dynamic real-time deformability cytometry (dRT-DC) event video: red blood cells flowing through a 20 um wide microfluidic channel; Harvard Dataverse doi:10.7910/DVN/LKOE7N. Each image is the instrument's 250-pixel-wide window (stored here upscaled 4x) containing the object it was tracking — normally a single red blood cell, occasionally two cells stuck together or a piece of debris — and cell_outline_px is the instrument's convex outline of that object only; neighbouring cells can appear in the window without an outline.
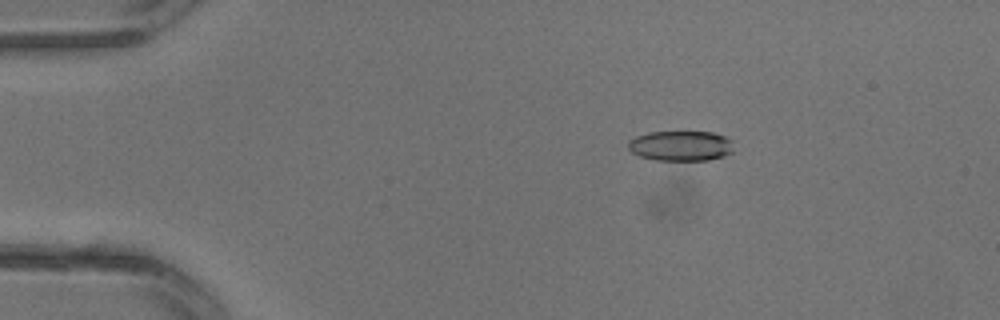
{"species": "common noctule bat (a hibernating species)", "species_latin": "Nyctalus noctula", "temperature_condition": "warm", "stored_images_in_passage": 32, "camera_frame_rate_fps": 3000, "um_per_image_px": 0.085, "animal": {"sex": "male", "body_mass_g": 13.3}, "frame": {"image": 1, "passage_image": 6, "time_ms": 1.667, "image_size_px": [1000, 320], "cell_outline_px": [[732, 152], [724, 156], [708, 160], [656, 160], [640, 156], [632, 152], [628, 148], [628, 140], [636, 136], [648, 132], [712, 132], [724, 136], [732, 140]], "centroid_in_image_um": [57.86, 12.39], "position_along_channel_um": 27.1, "area_um2": 18.55}}
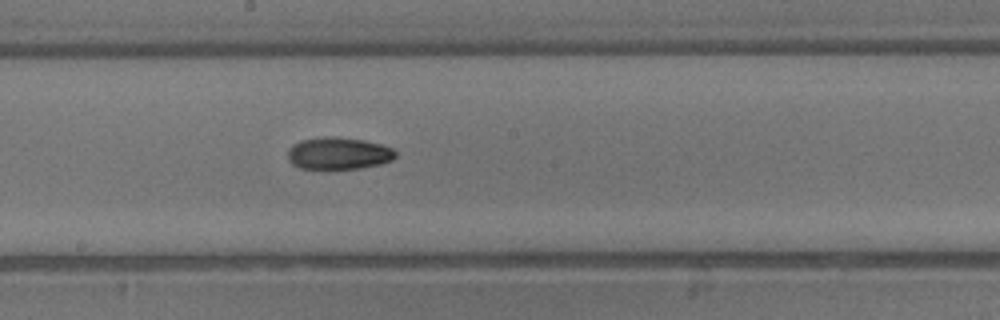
{"frame": {"image": 2, "passage_image": 18, "time_ms": 5.667, "image_size_px": [1000, 320], "cell_outline_px": [[396, 156], [392, 160], [380, 164], [360, 168], [300, 168], [292, 164], [288, 160], [288, 148], [292, 144], [300, 140], [324, 136], [332, 136], [364, 140], [380, 144], [392, 148], [396, 152]], "centroid_in_image_um": [28.75, 13.02], "position_along_channel_um": 219.5, "area_um2": 20.17}}
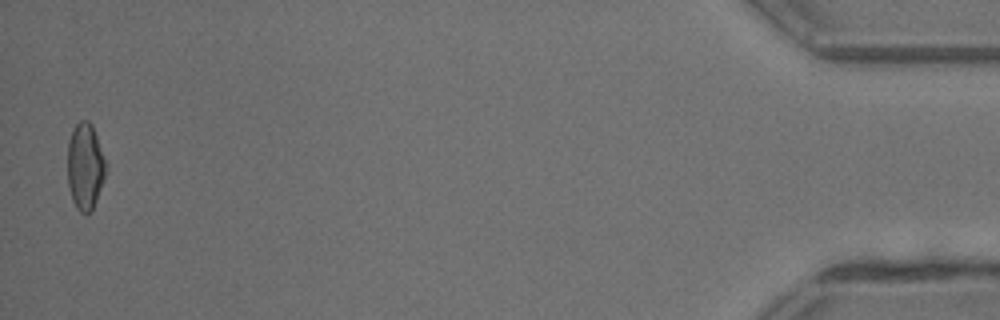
{"frame": {"image": 3, "passage_image": 32, "time_ms": 10.333, "image_size_px": [1000, 320], "cell_outline_px": [[108, 168], [104, 180], [92, 212], [88, 216], [84, 216], [76, 208], [72, 200], [68, 184], [68, 144], [72, 132], [76, 124], [80, 120], [88, 120], [92, 124]], "centroid_in_image_um": [7.25, 14.21], "position_along_channel_um": 427.9, "area_um2": 19.59}}